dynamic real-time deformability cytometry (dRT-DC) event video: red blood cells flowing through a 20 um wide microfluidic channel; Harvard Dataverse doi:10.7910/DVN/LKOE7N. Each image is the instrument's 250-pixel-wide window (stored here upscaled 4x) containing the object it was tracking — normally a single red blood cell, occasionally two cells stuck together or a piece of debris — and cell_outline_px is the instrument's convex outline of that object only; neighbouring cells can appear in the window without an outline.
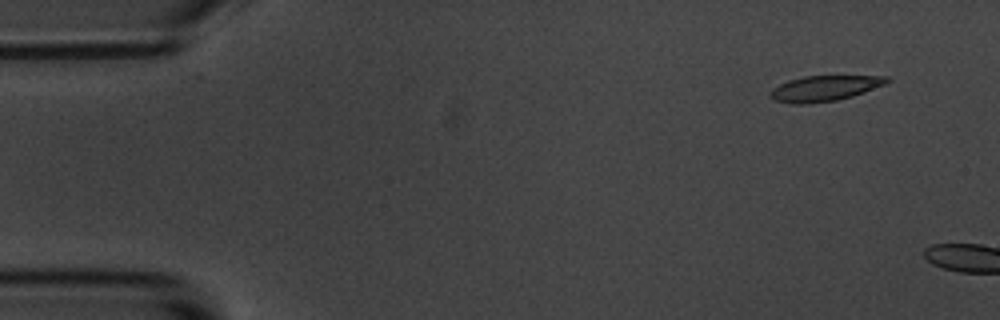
{"species": "common noctule bat (a hibernating species)", "species_latin": "Nyctalus noctula", "temperature_condition": "room temperature", "stored_images_in_passage": 2, "camera_frame_rate_fps": 3000, "um_per_image_px": 0.085, "animal": {"sex": "male", "body_mass_g": 20.1, "forearm_length_mm": 53.5}, "frame": {"image": 1, "passage_image": 1, "time_ms": 0.0, "image_size_px": [1000, 320], "cell_outline_px": [[892, 80], [888, 84], [852, 96], [836, 100], [808, 104], [792, 104], [776, 100], [768, 96], [768, 92], [772, 88], [788, 80], [804, 76], [888, 76]], "centroid_in_image_um": [70.09, 7.51], "position_along_channel_um": 14.9, "area_um2": 17.51}}